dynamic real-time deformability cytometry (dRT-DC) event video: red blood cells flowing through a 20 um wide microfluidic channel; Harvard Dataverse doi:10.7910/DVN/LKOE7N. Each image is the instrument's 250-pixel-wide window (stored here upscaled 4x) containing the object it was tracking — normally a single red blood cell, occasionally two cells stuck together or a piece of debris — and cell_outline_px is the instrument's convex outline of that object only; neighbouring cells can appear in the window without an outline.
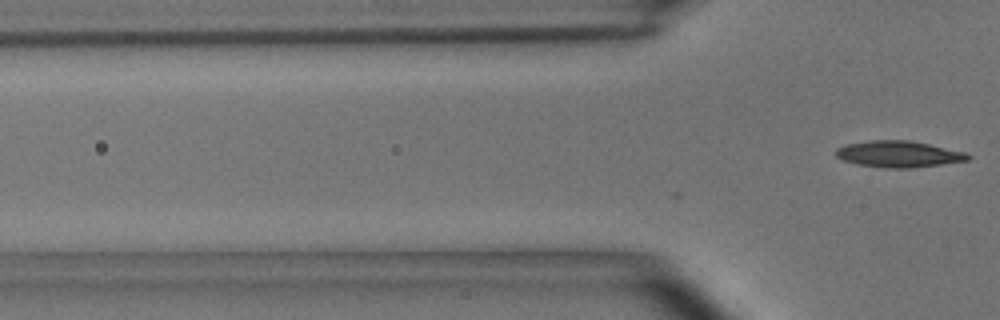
{"species": "common noctule bat (a hibernating species)", "species_latin": "Nyctalus noctula", "temperature_condition": "room temperature", "stored_images_in_passage": 3, "camera_frame_rate_fps": 3000, "um_per_image_px": 0.085, "animal": {"sex": "male", "body_mass_g": 15.6}, "frame": {"image": 1, "passage_image": 3, "time_ms": 0.667, "image_size_px": [1000, 320], "cell_outline_px": [[972, 156], [968, 160], [940, 164], [908, 168], [884, 168], [860, 164], [840, 160], [832, 152], [836, 148], [844, 144], [868, 140], [912, 140], [964, 152]], "centroid_in_image_um": [76.3, 13.08], "position_along_channel_um": 49.5, "area_um2": 20.4}}